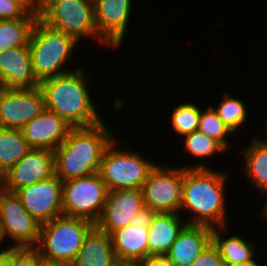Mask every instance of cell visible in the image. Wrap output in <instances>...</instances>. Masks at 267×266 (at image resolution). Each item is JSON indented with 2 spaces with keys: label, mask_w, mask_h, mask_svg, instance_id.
<instances>
[{
  "label": "cell",
  "mask_w": 267,
  "mask_h": 266,
  "mask_svg": "<svg viewBox=\"0 0 267 266\" xmlns=\"http://www.w3.org/2000/svg\"><path fill=\"white\" fill-rule=\"evenodd\" d=\"M206 162L183 167L182 201L180 211L191 212L188 224L224 227L226 214V181L228 172L213 171ZM189 219V220H188Z\"/></svg>",
  "instance_id": "cell-1"
},
{
  "label": "cell",
  "mask_w": 267,
  "mask_h": 266,
  "mask_svg": "<svg viewBox=\"0 0 267 266\" xmlns=\"http://www.w3.org/2000/svg\"><path fill=\"white\" fill-rule=\"evenodd\" d=\"M85 72L78 67L39 83L45 109L56 113L72 128L93 126L104 121L90 96L87 86L90 78Z\"/></svg>",
  "instance_id": "cell-2"
},
{
  "label": "cell",
  "mask_w": 267,
  "mask_h": 266,
  "mask_svg": "<svg viewBox=\"0 0 267 266\" xmlns=\"http://www.w3.org/2000/svg\"><path fill=\"white\" fill-rule=\"evenodd\" d=\"M109 128L104 121L71 128L65 141L54 151L55 175L64 182L98 173L105 149L117 138Z\"/></svg>",
  "instance_id": "cell-3"
},
{
  "label": "cell",
  "mask_w": 267,
  "mask_h": 266,
  "mask_svg": "<svg viewBox=\"0 0 267 266\" xmlns=\"http://www.w3.org/2000/svg\"><path fill=\"white\" fill-rule=\"evenodd\" d=\"M94 226L86 219L62 215L40 225L35 248L45 263L71 265Z\"/></svg>",
  "instance_id": "cell-4"
},
{
  "label": "cell",
  "mask_w": 267,
  "mask_h": 266,
  "mask_svg": "<svg viewBox=\"0 0 267 266\" xmlns=\"http://www.w3.org/2000/svg\"><path fill=\"white\" fill-rule=\"evenodd\" d=\"M78 43L72 36L59 32L38 19L29 41L35 78L42 82L73 71L65 66L77 50Z\"/></svg>",
  "instance_id": "cell-5"
},
{
  "label": "cell",
  "mask_w": 267,
  "mask_h": 266,
  "mask_svg": "<svg viewBox=\"0 0 267 266\" xmlns=\"http://www.w3.org/2000/svg\"><path fill=\"white\" fill-rule=\"evenodd\" d=\"M118 138L107 146L99 165L98 174L108 191L141 189L156 163L142 157L133 149H117Z\"/></svg>",
  "instance_id": "cell-6"
},
{
  "label": "cell",
  "mask_w": 267,
  "mask_h": 266,
  "mask_svg": "<svg viewBox=\"0 0 267 266\" xmlns=\"http://www.w3.org/2000/svg\"><path fill=\"white\" fill-rule=\"evenodd\" d=\"M39 20L59 32L72 36L79 43L85 37H91L109 47L98 36L93 0H52L39 13Z\"/></svg>",
  "instance_id": "cell-7"
},
{
  "label": "cell",
  "mask_w": 267,
  "mask_h": 266,
  "mask_svg": "<svg viewBox=\"0 0 267 266\" xmlns=\"http://www.w3.org/2000/svg\"><path fill=\"white\" fill-rule=\"evenodd\" d=\"M108 189L99 174L63 182V215L96 223L107 200Z\"/></svg>",
  "instance_id": "cell-8"
},
{
  "label": "cell",
  "mask_w": 267,
  "mask_h": 266,
  "mask_svg": "<svg viewBox=\"0 0 267 266\" xmlns=\"http://www.w3.org/2000/svg\"><path fill=\"white\" fill-rule=\"evenodd\" d=\"M183 168L156 164L141 188L144 205L156 213H180Z\"/></svg>",
  "instance_id": "cell-9"
},
{
  "label": "cell",
  "mask_w": 267,
  "mask_h": 266,
  "mask_svg": "<svg viewBox=\"0 0 267 266\" xmlns=\"http://www.w3.org/2000/svg\"><path fill=\"white\" fill-rule=\"evenodd\" d=\"M40 224L26 211L15 193L5 191L1 185L0 235L3 241L11 239L7 247H36Z\"/></svg>",
  "instance_id": "cell-10"
},
{
  "label": "cell",
  "mask_w": 267,
  "mask_h": 266,
  "mask_svg": "<svg viewBox=\"0 0 267 266\" xmlns=\"http://www.w3.org/2000/svg\"><path fill=\"white\" fill-rule=\"evenodd\" d=\"M15 194L40 225L63 215V182L56 175L23 187Z\"/></svg>",
  "instance_id": "cell-11"
},
{
  "label": "cell",
  "mask_w": 267,
  "mask_h": 266,
  "mask_svg": "<svg viewBox=\"0 0 267 266\" xmlns=\"http://www.w3.org/2000/svg\"><path fill=\"white\" fill-rule=\"evenodd\" d=\"M45 110L40 87L33 89L0 88V127L21 129Z\"/></svg>",
  "instance_id": "cell-12"
},
{
  "label": "cell",
  "mask_w": 267,
  "mask_h": 266,
  "mask_svg": "<svg viewBox=\"0 0 267 266\" xmlns=\"http://www.w3.org/2000/svg\"><path fill=\"white\" fill-rule=\"evenodd\" d=\"M55 175L54 152L33 149L0 178L2 188L10 193Z\"/></svg>",
  "instance_id": "cell-13"
},
{
  "label": "cell",
  "mask_w": 267,
  "mask_h": 266,
  "mask_svg": "<svg viewBox=\"0 0 267 266\" xmlns=\"http://www.w3.org/2000/svg\"><path fill=\"white\" fill-rule=\"evenodd\" d=\"M144 208L141 189L109 191L101 216L95 226L110 235L131 224L135 215Z\"/></svg>",
  "instance_id": "cell-14"
},
{
  "label": "cell",
  "mask_w": 267,
  "mask_h": 266,
  "mask_svg": "<svg viewBox=\"0 0 267 266\" xmlns=\"http://www.w3.org/2000/svg\"><path fill=\"white\" fill-rule=\"evenodd\" d=\"M98 36L112 49L123 43L132 9L131 0H93Z\"/></svg>",
  "instance_id": "cell-15"
},
{
  "label": "cell",
  "mask_w": 267,
  "mask_h": 266,
  "mask_svg": "<svg viewBox=\"0 0 267 266\" xmlns=\"http://www.w3.org/2000/svg\"><path fill=\"white\" fill-rule=\"evenodd\" d=\"M71 128L56 113L45 109L21 130L30 148L54 152L65 141Z\"/></svg>",
  "instance_id": "cell-16"
},
{
  "label": "cell",
  "mask_w": 267,
  "mask_h": 266,
  "mask_svg": "<svg viewBox=\"0 0 267 266\" xmlns=\"http://www.w3.org/2000/svg\"><path fill=\"white\" fill-rule=\"evenodd\" d=\"M35 78L29 46L10 48L0 53V88L33 89Z\"/></svg>",
  "instance_id": "cell-17"
},
{
  "label": "cell",
  "mask_w": 267,
  "mask_h": 266,
  "mask_svg": "<svg viewBox=\"0 0 267 266\" xmlns=\"http://www.w3.org/2000/svg\"><path fill=\"white\" fill-rule=\"evenodd\" d=\"M212 231L206 225L187 224L166 256L174 266H190L212 243Z\"/></svg>",
  "instance_id": "cell-18"
},
{
  "label": "cell",
  "mask_w": 267,
  "mask_h": 266,
  "mask_svg": "<svg viewBox=\"0 0 267 266\" xmlns=\"http://www.w3.org/2000/svg\"><path fill=\"white\" fill-rule=\"evenodd\" d=\"M148 228L129 224L110 234L116 259L120 264H137L148 257Z\"/></svg>",
  "instance_id": "cell-19"
},
{
  "label": "cell",
  "mask_w": 267,
  "mask_h": 266,
  "mask_svg": "<svg viewBox=\"0 0 267 266\" xmlns=\"http://www.w3.org/2000/svg\"><path fill=\"white\" fill-rule=\"evenodd\" d=\"M180 213H156L148 227V256L167 255L188 224Z\"/></svg>",
  "instance_id": "cell-20"
},
{
  "label": "cell",
  "mask_w": 267,
  "mask_h": 266,
  "mask_svg": "<svg viewBox=\"0 0 267 266\" xmlns=\"http://www.w3.org/2000/svg\"><path fill=\"white\" fill-rule=\"evenodd\" d=\"M111 236L94 226L86 235L75 261L70 266H118Z\"/></svg>",
  "instance_id": "cell-21"
},
{
  "label": "cell",
  "mask_w": 267,
  "mask_h": 266,
  "mask_svg": "<svg viewBox=\"0 0 267 266\" xmlns=\"http://www.w3.org/2000/svg\"><path fill=\"white\" fill-rule=\"evenodd\" d=\"M258 137L254 135L248 147L241 150V170L250 181L251 187L261 191V195H267V142Z\"/></svg>",
  "instance_id": "cell-22"
},
{
  "label": "cell",
  "mask_w": 267,
  "mask_h": 266,
  "mask_svg": "<svg viewBox=\"0 0 267 266\" xmlns=\"http://www.w3.org/2000/svg\"><path fill=\"white\" fill-rule=\"evenodd\" d=\"M229 226L214 227L212 231V243L218 249L226 266H236L254 259L255 248L252 241L238 235L222 236ZM222 233V234H221ZM224 237V238H223Z\"/></svg>",
  "instance_id": "cell-23"
},
{
  "label": "cell",
  "mask_w": 267,
  "mask_h": 266,
  "mask_svg": "<svg viewBox=\"0 0 267 266\" xmlns=\"http://www.w3.org/2000/svg\"><path fill=\"white\" fill-rule=\"evenodd\" d=\"M38 19L37 12H28L20 19L0 20V53L10 48L29 46Z\"/></svg>",
  "instance_id": "cell-24"
},
{
  "label": "cell",
  "mask_w": 267,
  "mask_h": 266,
  "mask_svg": "<svg viewBox=\"0 0 267 266\" xmlns=\"http://www.w3.org/2000/svg\"><path fill=\"white\" fill-rule=\"evenodd\" d=\"M21 129L0 127V178L30 150Z\"/></svg>",
  "instance_id": "cell-25"
},
{
  "label": "cell",
  "mask_w": 267,
  "mask_h": 266,
  "mask_svg": "<svg viewBox=\"0 0 267 266\" xmlns=\"http://www.w3.org/2000/svg\"><path fill=\"white\" fill-rule=\"evenodd\" d=\"M245 102L240 98H234L229 93L223 94L222 101L217 107L211 105L217 112L218 117L233 132L238 133V129L248 120V113Z\"/></svg>",
  "instance_id": "cell-26"
},
{
  "label": "cell",
  "mask_w": 267,
  "mask_h": 266,
  "mask_svg": "<svg viewBox=\"0 0 267 266\" xmlns=\"http://www.w3.org/2000/svg\"><path fill=\"white\" fill-rule=\"evenodd\" d=\"M201 109L195 103L185 102L174 107L171 127L177 135L185 136L198 131Z\"/></svg>",
  "instance_id": "cell-27"
},
{
  "label": "cell",
  "mask_w": 267,
  "mask_h": 266,
  "mask_svg": "<svg viewBox=\"0 0 267 266\" xmlns=\"http://www.w3.org/2000/svg\"><path fill=\"white\" fill-rule=\"evenodd\" d=\"M198 131L217 141L226 151L230 150L231 146L226 136L233 135V132L218 117L211 105L201 111Z\"/></svg>",
  "instance_id": "cell-28"
},
{
  "label": "cell",
  "mask_w": 267,
  "mask_h": 266,
  "mask_svg": "<svg viewBox=\"0 0 267 266\" xmlns=\"http://www.w3.org/2000/svg\"><path fill=\"white\" fill-rule=\"evenodd\" d=\"M183 140L184 151L195 158H209L214 153L227 152L217 141L199 131L183 136Z\"/></svg>",
  "instance_id": "cell-29"
},
{
  "label": "cell",
  "mask_w": 267,
  "mask_h": 266,
  "mask_svg": "<svg viewBox=\"0 0 267 266\" xmlns=\"http://www.w3.org/2000/svg\"><path fill=\"white\" fill-rule=\"evenodd\" d=\"M8 266H41L44 262L35 247H7Z\"/></svg>",
  "instance_id": "cell-30"
},
{
  "label": "cell",
  "mask_w": 267,
  "mask_h": 266,
  "mask_svg": "<svg viewBox=\"0 0 267 266\" xmlns=\"http://www.w3.org/2000/svg\"><path fill=\"white\" fill-rule=\"evenodd\" d=\"M28 11L16 0H0V20L23 18Z\"/></svg>",
  "instance_id": "cell-31"
},
{
  "label": "cell",
  "mask_w": 267,
  "mask_h": 266,
  "mask_svg": "<svg viewBox=\"0 0 267 266\" xmlns=\"http://www.w3.org/2000/svg\"><path fill=\"white\" fill-rule=\"evenodd\" d=\"M190 266H226L218 249L211 243Z\"/></svg>",
  "instance_id": "cell-32"
},
{
  "label": "cell",
  "mask_w": 267,
  "mask_h": 266,
  "mask_svg": "<svg viewBox=\"0 0 267 266\" xmlns=\"http://www.w3.org/2000/svg\"><path fill=\"white\" fill-rule=\"evenodd\" d=\"M155 214L156 212L154 210L145 207L135 215L131 220V224L136 227L148 228Z\"/></svg>",
  "instance_id": "cell-33"
},
{
  "label": "cell",
  "mask_w": 267,
  "mask_h": 266,
  "mask_svg": "<svg viewBox=\"0 0 267 266\" xmlns=\"http://www.w3.org/2000/svg\"><path fill=\"white\" fill-rule=\"evenodd\" d=\"M137 266H174L166 255L161 256H148L147 258L139 261Z\"/></svg>",
  "instance_id": "cell-34"
},
{
  "label": "cell",
  "mask_w": 267,
  "mask_h": 266,
  "mask_svg": "<svg viewBox=\"0 0 267 266\" xmlns=\"http://www.w3.org/2000/svg\"><path fill=\"white\" fill-rule=\"evenodd\" d=\"M52 0H29V5L39 14Z\"/></svg>",
  "instance_id": "cell-35"
},
{
  "label": "cell",
  "mask_w": 267,
  "mask_h": 266,
  "mask_svg": "<svg viewBox=\"0 0 267 266\" xmlns=\"http://www.w3.org/2000/svg\"><path fill=\"white\" fill-rule=\"evenodd\" d=\"M0 266H8L7 247L6 250L0 253Z\"/></svg>",
  "instance_id": "cell-36"
},
{
  "label": "cell",
  "mask_w": 267,
  "mask_h": 266,
  "mask_svg": "<svg viewBox=\"0 0 267 266\" xmlns=\"http://www.w3.org/2000/svg\"><path fill=\"white\" fill-rule=\"evenodd\" d=\"M18 1L28 12H36L30 5L29 0H16Z\"/></svg>",
  "instance_id": "cell-37"
},
{
  "label": "cell",
  "mask_w": 267,
  "mask_h": 266,
  "mask_svg": "<svg viewBox=\"0 0 267 266\" xmlns=\"http://www.w3.org/2000/svg\"><path fill=\"white\" fill-rule=\"evenodd\" d=\"M260 216H262V219H264V221H267V195H266V199L265 202L262 206V209L260 211Z\"/></svg>",
  "instance_id": "cell-38"
},
{
  "label": "cell",
  "mask_w": 267,
  "mask_h": 266,
  "mask_svg": "<svg viewBox=\"0 0 267 266\" xmlns=\"http://www.w3.org/2000/svg\"><path fill=\"white\" fill-rule=\"evenodd\" d=\"M236 266H260L258 261H256V257L250 261H247V262H244V263H241L239 265H236Z\"/></svg>",
  "instance_id": "cell-39"
},
{
  "label": "cell",
  "mask_w": 267,
  "mask_h": 266,
  "mask_svg": "<svg viewBox=\"0 0 267 266\" xmlns=\"http://www.w3.org/2000/svg\"><path fill=\"white\" fill-rule=\"evenodd\" d=\"M41 266H70V265H67V264H49V263L43 262Z\"/></svg>",
  "instance_id": "cell-40"
},
{
  "label": "cell",
  "mask_w": 267,
  "mask_h": 266,
  "mask_svg": "<svg viewBox=\"0 0 267 266\" xmlns=\"http://www.w3.org/2000/svg\"><path fill=\"white\" fill-rule=\"evenodd\" d=\"M3 243H5V244L7 245L8 242H6V241L3 242L2 238H1V235H0V246H1ZM6 245H5L4 248H2V246H1V248H0V253L3 252L4 250H6V247H7Z\"/></svg>",
  "instance_id": "cell-41"
},
{
  "label": "cell",
  "mask_w": 267,
  "mask_h": 266,
  "mask_svg": "<svg viewBox=\"0 0 267 266\" xmlns=\"http://www.w3.org/2000/svg\"><path fill=\"white\" fill-rule=\"evenodd\" d=\"M118 266H136V264H120Z\"/></svg>",
  "instance_id": "cell-42"
},
{
  "label": "cell",
  "mask_w": 267,
  "mask_h": 266,
  "mask_svg": "<svg viewBox=\"0 0 267 266\" xmlns=\"http://www.w3.org/2000/svg\"><path fill=\"white\" fill-rule=\"evenodd\" d=\"M265 125H267V122H266ZM265 132L267 133V126H266V128H265ZM266 135H267V134H266ZM264 140L267 142V136H266V138H265Z\"/></svg>",
  "instance_id": "cell-43"
}]
</instances>
